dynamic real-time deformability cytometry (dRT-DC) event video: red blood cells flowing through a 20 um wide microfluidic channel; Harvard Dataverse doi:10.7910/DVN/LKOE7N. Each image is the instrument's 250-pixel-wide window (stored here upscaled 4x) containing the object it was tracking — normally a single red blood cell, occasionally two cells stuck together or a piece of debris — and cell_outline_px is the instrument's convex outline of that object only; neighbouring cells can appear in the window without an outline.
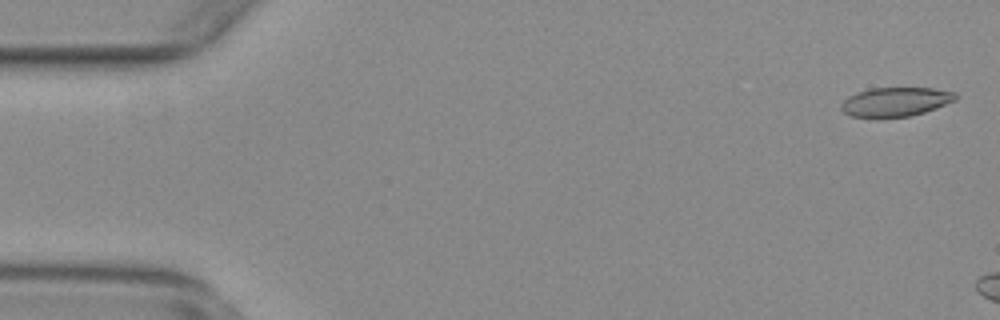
{"species": "common noctule bat (a hibernating species)", "species_latin": "Nyctalus noctula", "temperature_condition": "warm", "stored_images_in_passage": 8, "camera_frame_rate_fps": 3000, "um_per_image_px": 0.085, "animal": {"sex": "female", "body_mass_g": 29.2, "forearm_length_mm": 56.3}, "frame": {"image": 1, "passage_image": 2, "time_ms": 0.333, "image_size_px": [1000, 320], "cell_outline_px": [[956, 100], [936, 108], [912, 116], [848, 116], [840, 108], [840, 104], [848, 96], [872, 88], [932, 88], [956, 92]], "centroid_in_image_um": [76.14, 8.64], "position_along_channel_um": 8.9, "area_um2": 19.07}}